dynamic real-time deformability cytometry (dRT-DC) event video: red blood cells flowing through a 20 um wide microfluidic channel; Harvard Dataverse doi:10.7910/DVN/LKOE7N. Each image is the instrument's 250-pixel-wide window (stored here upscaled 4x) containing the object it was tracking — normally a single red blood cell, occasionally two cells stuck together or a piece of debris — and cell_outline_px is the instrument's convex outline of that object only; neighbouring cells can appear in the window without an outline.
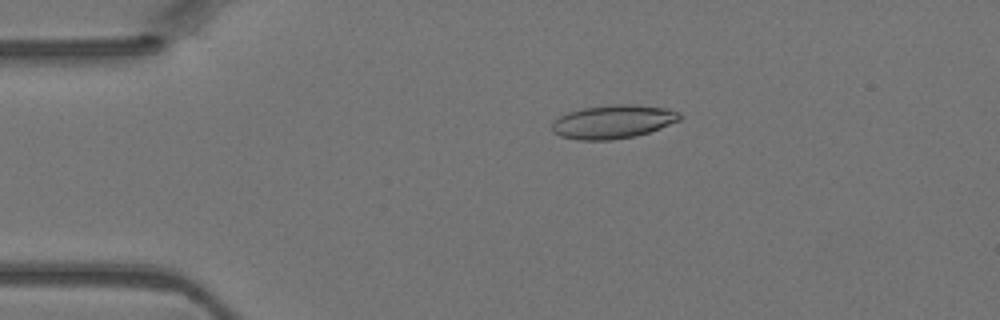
{"species": "Egyptian fruit bat (a non-hibernating species)", "species_latin": "Rousettus aegyptiacus", "temperature_condition": "warm", "stored_images_in_passage": 45, "camera_frame_rate_fps": 3000, "um_per_image_px": 0.085, "animal": {"sex": "female"}, "frame": {"image": 1, "passage_image": 9, "time_ms": 2.667, "image_size_px": [1000, 320], "cell_outline_px": [[684, 116], [680, 120], [660, 128], [636, 136], [612, 140], [580, 140], [560, 136], [552, 132], [552, 124], [560, 116], [568, 112], [584, 108], [616, 104], [632, 104], [664, 108], [680, 112]], "centroid_in_image_um": [52.13, 10.35], "position_along_channel_um": 32.9, "area_um2": 24.91}}
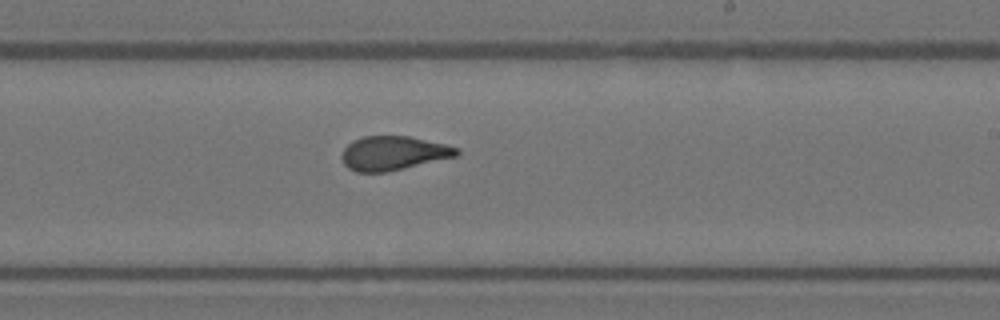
{"frame": {"image": 2, "passage_image": 27, "time_ms": 8.667, "image_size_px": [1000, 320], "cell_outline_px": [[460, 152], [456, 156], [388, 172], [356, 172], [348, 168], [344, 164], [340, 156], [344, 148], [352, 140], [364, 136], [408, 136], [444, 144], [460, 148]], "centroid_in_image_um": [33.4, 13.02], "position_along_channel_um": 255.6, "area_um2": 22.83}}
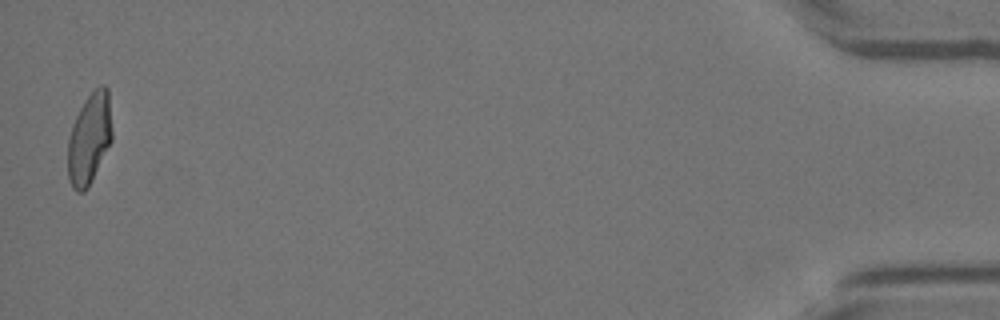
{"frame": {"image": 3, "passage_image": 45, "time_ms": 14.667, "image_size_px": [1000, 320], "cell_outline_px": [[112, 140], [88, 188], [84, 192], [76, 192], [72, 188], [68, 176], [68, 140], [72, 124], [80, 108], [88, 96], [100, 84], [104, 84], [108, 88], [112, 128]], "centroid_in_image_um": [7.6, 11.79], "position_along_channel_um": 427.6, "area_um2": 23.52}}